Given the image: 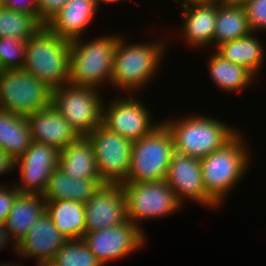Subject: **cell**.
<instances>
[{
	"label": "cell",
	"instance_id": "cell-1",
	"mask_svg": "<svg viewBox=\"0 0 266 266\" xmlns=\"http://www.w3.org/2000/svg\"><path fill=\"white\" fill-rule=\"evenodd\" d=\"M161 39L130 44L124 36H119L111 75L112 89L120 90L119 95L123 91V94H138L155 79L162 70L169 43Z\"/></svg>",
	"mask_w": 266,
	"mask_h": 266
},
{
	"label": "cell",
	"instance_id": "cell-2",
	"mask_svg": "<svg viewBox=\"0 0 266 266\" xmlns=\"http://www.w3.org/2000/svg\"><path fill=\"white\" fill-rule=\"evenodd\" d=\"M241 133L243 132L239 131L223 147L200 159L206 193L220 207L228 197L226 195L230 194L251 169L249 166L253 155Z\"/></svg>",
	"mask_w": 266,
	"mask_h": 266
},
{
	"label": "cell",
	"instance_id": "cell-3",
	"mask_svg": "<svg viewBox=\"0 0 266 266\" xmlns=\"http://www.w3.org/2000/svg\"><path fill=\"white\" fill-rule=\"evenodd\" d=\"M221 120L193 113L186 117L164 118L162 122L171 132L174 152L201 159L223 147L241 131Z\"/></svg>",
	"mask_w": 266,
	"mask_h": 266
},
{
	"label": "cell",
	"instance_id": "cell-4",
	"mask_svg": "<svg viewBox=\"0 0 266 266\" xmlns=\"http://www.w3.org/2000/svg\"><path fill=\"white\" fill-rule=\"evenodd\" d=\"M23 69L53 90L68 84L70 41L43 25L27 40Z\"/></svg>",
	"mask_w": 266,
	"mask_h": 266
},
{
	"label": "cell",
	"instance_id": "cell-5",
	"mask_svg": "<svg viewBox=\"0 0 266 266\" xmlns=\"http://www.w3.org/2000/svg\"><path fill=\"white\" fill-rule=\"evenodd\" d=\"M104 36L94 40L81 37L70 41L69 84L97 89L101 88L104 81L110 85L120 35Z\"/></svg>",
	"mask_w": 266,
	"mask_h": 266
},
{
	"label": "cell",
	"instance_id": "cell-6",
	"mask_svg": "<svg viewBox=\"0 0 266 266\" xmlns=\"http://www.w3.org/2000/svg\"><path fill=\"white\" fill-rule=\"evenodd\" d=\"M173 153L171 132L162 122L145 137L133 141L129 172L122 183L165 180Z\"/></svg>",
	"mask_w": 266,
	"mask_h": 266
},
{
	"label": "cell",
	"instance_id": "cell-7",
	"mask_svg": "<svg viewBox=\"0 0 266 266\" xmlns=\"http://www.w3.org/2000/svg\"><path fill=\"white\" fill-rule=\"evenodd\" d=\"M121 186L126 198L127 219L145 234L142 220L168 217L182 210L183 204L165 180L121 183Z\"/></svg>",
	"mask_w": 266,
	"mask_h": 266
},
{
	"label": "cell",
	"instance_id": "cell-8",
	"mask_svg": "<svg viewBox=\"0 0 266 266\" xmlns=\"http://www.w3.org/2000/svg\"><path fill=\"white\" fill-rule=\"evenodd\" d=\"M99 90L68 83L52 92L53 107L79 136L89 135L102 123L104 99Z\"/></svg>",
	"mask_w": 266,
	"mask_h": 266
},
{
	"label": "cell",
	"instance_id": "cell-9",
	"mask_svg": "<svg viewBox=\"0 0 266 266\" xmlns=\"http://www.w3.org/2000/svg\"><path fill=\"white\" fill-rule=\"evenodd\" d=\"M52 92L23 68L4 69L0 74L1 110L27 116L52 105Z\"/></svg>",
	"mask_w": 266,
	"mask_h": 266
},
{
	"label": "cell",
	"instance_id": "cell-10",
	"mask_svg": "<svg viewBox=\"0 0 266 266\" xmlns=\"http://www.w3.org/2000/svg\"><path fill=\"white\" fill-rule=\"evenodd\" d=\"M139 99L136 94L122 93L109 99V102H104L102 123L132 142L145 137L160 125L162 120L152 121V112Z\"/></svg>",
	"mask_w": 266,
	"mask_h": 266
},
{
	"label": "cell",
	"instance_id": "cell-11",
	"mask_svg": "<svg viewBox=\"0 0 266 266\" xmlns=\"http://www.w3.org/2000/svg\"><path fill=\"white\" fill-rule=\"evenodd\" d=\"M86 137L92 144L100 179L108 184H121L129 172L133 142L103 123Z\"/></svg>",
	"mask_w": 266,
	"mask_h": 266
},
{
	"label": "cell",
	"instance_id": "cell-12",
	"mask_svg": "<svg viewBox=\"0 0 266 266\" xmlns=\"http://www.w3.org/2000/svg\"><path fill=\"white\" fill-rule=\"evenodd\" d=\"M147 236L136 225L125 223L94 232H85L82 240L90 252L104 265L110 261L129 257L145 247ZM137 250V251H136Z\"/></svg>",
	"mask_w": 266,
	"mask_h": 266
},
{
	"label": "cell",
	"instance_id": "cell-13",
	"mask_svg": "<svg viewBox=\"0 0 266 266\" xmlns=\"http://www.w3.org/2000/svg\"><path fill=\"white\" fill-rule=\"evenodd\" d=\"M59 153L54 146L32 141L25 153L15 160V170L22 179L13 184L19 192L43 194L49 177L58 167Z\"/></svg>",
	"mask_w": 266,
	"mask_h": 266
},
{
	"label": "cell",
	"instance_id": "cell-14",
	"mask_svg": "<svg viewBox=\"0 0 266 266\" xmlns=\"http://www.w3.org/2000/svg\"><path fill=\"white\" fill-rule=\"evenodd\" d=\"M165 181L184 204L194 201L198 205L214 209L220 206L206 193L201 172V160L174 152L168 166Z\"/></svg>",
	"mask_w": 266,
	"mask_h": 266
},
{
	"label": "cell",
	"instance_id": "cell-15",
	"mask_svg": "<svg viewBox=\"0 0 266 266\" xmlns=\"http://www.w3.org/2000/svg\"><path fill=\"white\" fill-rule=\"evenodd\" d=\"M84 208L85 232L115 227L128 220L121 184H103L84 204Z\"/></svg>",
	"mask_w": 266,
	"mask_h": 266
},
{
	"label": "cell",
	"instance_id": "cell-16",
	"mask_svg": "<svg viewBox=\"0 0 266 266\" xmlns=\"http://www.w3.org/2000/svg\"><path fill=\"white\" fill-rule=\"evenodd\" d=\"M219 0L190 2L181 5L182 27L178 34L194 48L214 46V30ZM185 39V40H184ZM211 44V45H210Z\"/></svg>",
	"mask_w": 266,
	"mask_h": 266
},
{
	"label": "cell",
	"instance_id": "cell-17",
	"mask_svg": "<svg viewBox=\"0 0 266 266\" xmlns=\"http://www.w3.org/2000/svg\"><path fill=\"white\" fill-rule=\"evenodd\" d=\"M67 241L68 239L59 232L45 211L18 242L16 256L20 259L32 257L36 263L53 261L55 254Z\"/></svg>",
	"mask_w": 266,
	"mask_h": 266
},
{
	"label": "cell",
	"instance_id": "cell-18",
	"mask_svg": "<svg viewBox=\"0 0 266 266\" xmlns=\"http://www.w3.org/2000/svg\"><path fill=\"white\" fill-rule=\"evenodd\" d=\"M26 118L32 141L54 146L59 151L80 137L53 105L35 111Z\"/></svg>",
	"mask_w": 266,
	"mask_h": 266
},
{
	"label": "cell",
	"instance_id": "cell-19",
	"mask_svg": "<svg viewBox=\"0 0 266 266\" xmlns=\"http://www.w3.org/2000/svg\"><path fill=\"white\" fill-rule=\"evenodd\" d=\"M98 9L94 0H69L45 26L63 39L75 40L86 33Z\"/></svg>",
	"mask_w": 266,
	"mask_h": 266
},
{
	"label": "cell",
	"instance_id": "cell-20",
	"mask_svg": "<svg viewBox=\"0 0 266 266\" xmlns=\"http://www.w3.org/2000/svg\"><path fill=\"white\" fill-rule=\"evenodd\" d=\"M103 184L101 179L72 178L57 167L49 177L42 195L45 201L68 199L85 204Z\"/></svg>",
	"mask_w": 266,
	"mask_h": 266
},
{
	"label": "cell",
	"instance_id": "cell-21",
	"mask_svg": "<svg viewBox=\"0 0 266 266\" xmlns=\"http://www.w3.org/2000/svg\"><path fill=\"white\" fill-rule=\"evenodd\" d=\"M58 168L76 179H100L94 150L86 136L60 150Z\"/></svg>",
	"mask_w": 266,
	"mask_h": 266
},
{
	"label": "cell",
	"instance_id": "cell-22",
	"mask_svg": "<svg viewBox=\"0 0 266 266\" xmlns=\"http://www.w3.org/2000/svg\"><path fill=\"white\" fill-rule=\"evenodd\" d=\"M257 32L251 31L242 38L220 45L216 51L225 59L247 68L255 77L263 67L265 45Z\"/></svg>",
	"mask_w": 266,
	"mask_h": 266
},
{
	"label": "cell",
	"instance_id": "cell-23",
	"mask_svg": "<svg viewBox=\"0 0 266 266\" xmlns=\"http://www.w3.org/2000/svg\"><path fill=\"white\" fill-rule=\"evenodd\" d=\"M207 60L210 80L220 91L236 93L253 85L255 76L245 67L232 63L216 50ZM245 88V89H244Z\"/></svg>",
	"mask_w": 266,
	"mask_h": 266
},
{
	"label": "cell",
	"instance_id": "cell-24",
	"mask_svg": "<svg viewBox=\"0 0 266 266\" xmlns=\"http://www.w3.org/2000/svg\"><path fill=\"white\" fill-rule=\"evenodd\" d=\"M45 210L46 202L42 194L20 193L16 197L5 225L17 243Z\"/></svg>",
	"mask_w": 266,
	"mask_h": 266
},
{
	"label": "cell",
	"instance_id": "cell-25",
	"mask_svg": "<svg viewBox=\"0 0 266 266\" xmlns=\"http://www.w3.org/2000/svg\"><path fill=\"white\" fill-rule=\"evenodd\" d=\"M46 213L68 240L82 239L85 234L84 203L72 200L45 201Z\"/></svg>",
	"mask_w": 266,
	"mask_h": 266
},
{
	"label": "cell",
	"instance_id": "cell-26",
	"mask_svg": "<svg viewBox=\"0 0 266 266\" xmlns=\"http://www.w3.org/2000/svg\"><path fill=\"white\" fill-rule=\"evenodd\" d=\"M31 143L32 136L26 116L0 109V149L16 160Z\"/></svg>",
	"mask_w": 266,
	"mask_h": 266
},
{
	"label": "cell",
	"instance_id": "cell-27",
	"mask_svg": "<svg viewBox=\"0 0 266 266\" xmlns=\"http://www.w3.org/2000/svg\"><path fill=\"white\" fill-rule=\"evenodd\" d=\"M214 30V49L220 45L242 38L251 32L242 5L225 3L219 0Z\"/></svg>",
	"mask_w": 266,
	"mask_h": 266
},
{
	"label": "cell",
	"instance_id": "cell-28",
	"mask_svg": "<svg viewBox=\"0 0 266 266\" xmlns=\"http://www.w3.org/2000/svg\"><path fill=\"white\" fill-rule=\"evenodd\" d=\"M42 26L36 15L14 11L4 6L0 9V38L9 36L28 40Z\"/></svg>",
	"mask_w": 266,
	"mask_h": 266
},
{
	"label": "cell",
	"instance_id": "cell-29",
	"mask_svg": "<svg viewBox=\"0 0 266 266\" xmlns=\"http://www.w3.org/2000/svg\"><path fill=\"white\" fill-rule=\"evenodd\" d=\"M56 266H104L82 239L68 240L55 254Z\"/></svg>",
	"mask_w": 266,
	"mask_h": 266
},
{
	"label": "cell",
	"instance_id": "cell-30",
	"mask_svg": "<svg viewBox=\"0 0 266 266\" xmlns=\"http://www.w3.org/2000/svg\"><path fill=\"white\" fill-rule=\"evenodd\" d=\"M27 40L15 37L0 38V65L4 69L23 68Z\"/></svg>",
	"mask_w": 266,
	"mask_h": 266
},
{
	"label": "cell",
	"instance_id": "cell-31",
	"mask_svg": "<svg viewBox=\"0 0 266 266\" xmlns=\"http://www.w3.org/2000/svg\"><path fill=\"white\" fill-rule=\"evenodd\" d=\"M242 6L251 31H266V0H248Z\"/></svg>",
	"mask_w": 266,
	"mask_h": 266
},
{
	"label": "cell",
	"instance_id": "cell-32",
	"mask_svg": "<svg viewBox=\"0 0 266 266\" xmlns=\"http://www.w3.org/2000/svg\"><path fill=\"white\" fill-rule=\"evenodd\" d=\"M10 185V186H9ZM0 184V223H5L16 197L20 194L19 190L13 184Z\"/></svg>",
	"mask_w": 266,
	"mask_h": 266
},
{
	"label": "cell",
	"instance_id": "cell-33",
	"mask_svg": "<svg viewBox=\"0 0 266 266\" xmlns=\"http://www.w3.org/2000/svg\"><path fill=\"white\" fill-rule=\"evenodd\" d=\"M69 0H37V19L46 25Z\"/></svg>",
	"mask_w": 266,
	"mask_h": 266
},
{
	"label": "cell",
	"instance_id": "cell-34",
	"mask_svg": "<svg viewBox=\"0 0 266 266\" xmlns=\"http://www.w3.org/2000/svg\"><path fill=\"white\" fill-rule=\"evenodd\" d=\"M3 6L14 11L38 15L37 0H3Z\"/></svg>",
	"mask_w": 266,
	"mask_h": 266
},
{
	"label": "cell",
	"instance_id": "cell-35",
	"mask_svg": "<svg viewBox=\"0 0 266 266\" xmlns=\"http://www.w3.org/2000/svg\"><path fill=\"white\" fill-rule=\"evenodd\" d=\"M14 242H10V241ZM9 242L13 248V252L17 254L18 251V243L15 241L11 233L7 230L5 223H0V251L6 248L9 245Z\"/></svg>",
	"mask_w": 266,
	"mask_h": 266
},
{
	"label": "cell",
	"instance_id": "cell-36",
	"mask_svg": "<svg viewBox=\"0 0 266 266\" xmlns=\"http://www.w3.org/2000/svg\"><path fill=\"white\" fill-rule=\"evenodd\" d=\"M13 170L15 171V160L0 149V177L8 175L7 173H11Z\"/></svg>",
	"mask_w": 266,
	"mask_h": 266
},
{
	"label": "cell",
	"instance_id": "cell-37",
	"mask_svg": "<svg viewBox=\"0 0 266 266\" xmlns=\"http://www.w3.org/2000/svg\"><path fill=\"white\" fill-rule=\"evenodd\" d=\"M1 263H3V264H1ZM0 263V266H21L20 264H16L15 262H14V264L11 262V264L8 262H1ZM37 265L38 266H56L55 265V263L53 262V261H46V262H37ZM23 266V265H22Z\"/></svg>",
	"mask_w": 266,
	"mask_h": 266
},
{
	"label": "cell",
	"instance_id": "cell-38",
	"mask_svg": "<svg viewBox=\"0 0 266 266\" xmlns=\"http://www.w3.org/2000/svg\"><path fill=\"white\" fill-rule=\"evenodd\" d=\"M120 1H123V0H94L95 4L98 6V8L100 9L101 5L102 4H117L119 3ZM102 3V4H101ZM100 5V6H99Z\"/></svg>",
	"mask_w": 266,
	"mask_h": 266
},
{
	"label": "cell",
	"instance_id": "cell-39",
	"mask_svg": "<svg viewBox=\"0 0 266 266\" xmlns=\"http://www.w3.org/2000/svg\"><path fill=\"white\" fill-rule=\"evenodd\" d=\"M174 1H177L179 3V6H181L183 4L190 3V2H208V1H213V0H174Z\"/></svg>",
	"mask_w": 266,
	"mask_h": 266
},
{
	"label": "cell",
	"instance_id": "cell-40",
	"mask_svg": "<svg viewBox=\"0 0 266 266\" xmlns=\"http://www.w3.org/2000/svg\"><path fill=\"white\" fill-rule=\"evenodd\" d=\"M222 1H224L225 3H229V4L243 5L248 0H222Z\"/></svg>",
	"mask_w": 266,
	"mask_h": 266
},
{
	"label": "cell",
	"instance_id": "cell-41",
	"mask_svg": "<svg viewBox=\"0 0 266 266\" xmlns=\"http://www.w3.org/2000/svg\"><path fill=\"white\" fill-rule=\"evenodd\" d=\"M3 7V0H0V9Z\"/></svg>",
	"mask_w": 266,
	"mask_h": 266
},
{
	"label": "cell",
	"instance_id": "cell-42",
	"mask_svg": "<svg viewBox=\"0 0 266 266\" xmlns=\"http://www.w3.org/2000/svg\"><path fill=\"white\" fill-rule=\"evenodd\" d=\"M2 71H3V68H2L1 65H0V74L2 73Z\"/></svg>",
	"mask_w": 266,
	"mask_h": 266
}]
</instances>
